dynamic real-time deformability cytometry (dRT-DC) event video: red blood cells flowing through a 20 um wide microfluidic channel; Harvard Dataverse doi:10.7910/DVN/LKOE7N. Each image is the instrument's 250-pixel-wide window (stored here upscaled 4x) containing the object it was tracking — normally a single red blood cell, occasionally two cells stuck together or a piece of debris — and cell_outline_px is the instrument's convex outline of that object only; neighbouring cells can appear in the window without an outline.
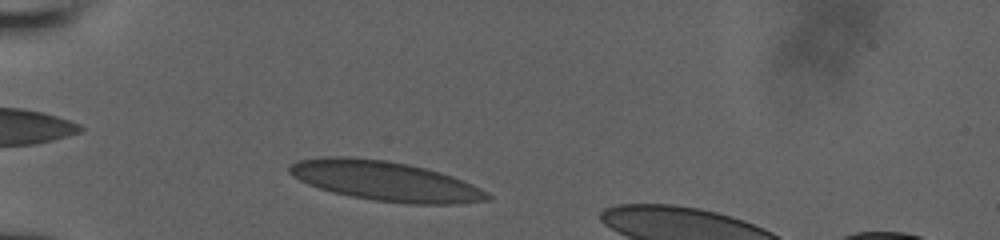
{"species": "human", "species_latin": "Homo sapiens", "temperature_condition": "room temperature", "stored_images_in_passage": 36, "camera_frame_rate_fps": 3000, "um_per_image_px": 0.085, "donor": {"sex": "male"}, "frame": {"image": 1, "passage_image": 3, "time_ms": 0.667, "image_size_px": [1000, 240], "cell_outline_px": [[492, 200], [456, 204], [408, 204], [372, 200], [332, 192], [308, 184], [292, 176], [288, 172], [288, 164], [296, 160], [324, 156], [348, 156], [388, 160], [408, 164], [440, 172], [464, 180], [488, 192], [492, 196]], "centroid_in_image_um": [32.74, 15.38], "position_along_channel_um": 52.3, "area_um2": 46.24}}
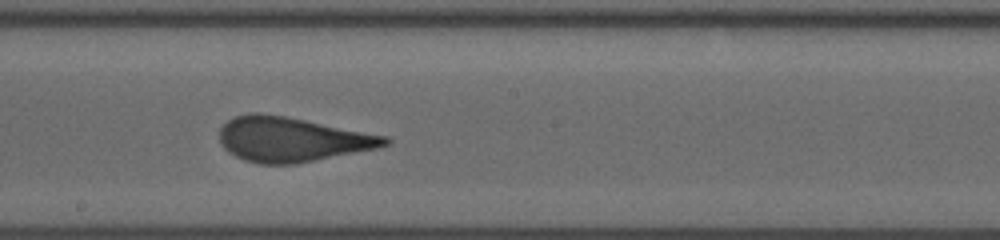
{"frame": {"image": 2, "passage_image": 18, "time_ms": 5.667, "image_size_px": [1000, 240], "cell_outline_px": [[392, 140], [388, 144], [380, 148], [296, 164], [260, 164], [244, 160], [228, 152], [220, 144], [220, 128], [228, 120], [236, 116], [252, 112], [260, 112], [284, 116], [388, 136]], "centroid_in_image_um": [24.82, 11.85], "position_along_channel_um": 223.4, "area_um2": 43.12}}
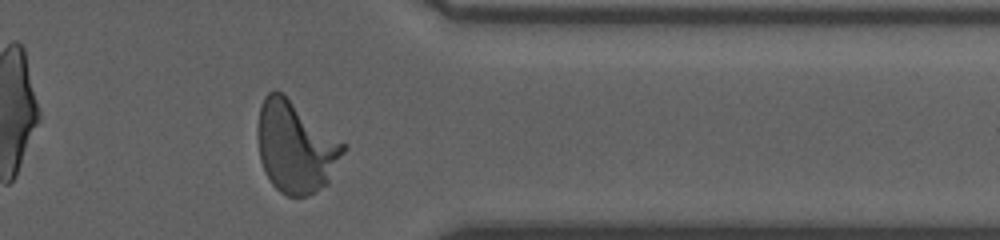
{"frame": {"image": 3, "passage_image": 31, "time_ms": 10.0, "image_size_px": [1000, 240], "cell_outline_px": [[348, 148], [328, 184], [316, 192], [308, 196], [288, 196], [280, 192], [272, 184], [264, 172], [260, 160], [256, 136], [256, 128], [260, 104], [264, 96], [268, 92], [280, 92], [348, 144]], "centroid_in_image_um": [25.14, 12.51], "position_along_channel_um": 386.3, "area_um2": 46.36}, "authors_computed_cell_mechanics": {"area_um2": 42.9165, "velocity_mm_per_s": 3.8975, "shape_relaxation_time_tau1_ms": 6.8846, "shape_relaxation_time_tau2_ms": null, "deformation_change_tau1": 0.2275, "deformation_change_tau2": null}}